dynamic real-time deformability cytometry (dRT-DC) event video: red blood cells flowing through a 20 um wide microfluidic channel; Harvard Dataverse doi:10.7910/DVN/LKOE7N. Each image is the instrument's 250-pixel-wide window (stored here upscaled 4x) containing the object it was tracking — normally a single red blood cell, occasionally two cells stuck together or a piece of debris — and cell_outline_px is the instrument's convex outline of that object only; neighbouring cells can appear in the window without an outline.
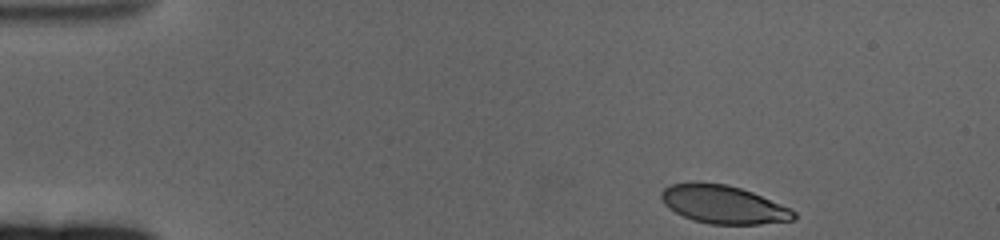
{"species": "human", "species_latin": "Homo sapiens", "temperature_condition": "cold", "stored_images_in_passage": 55, "camera_frame_rate_fps": 3000, "um_per_image_px": 0.085, "donor": {"sex": "female"}, "frame": {"image": 1, "passage_image": 1, "time_ms": 0.0, "image_size_px": [1000, 240], "cell_outline_px": [[796, 220], [760, 224], [708, 224], [692, 220], [668, 208], [664, 204], [660, 196], [660, 192], [664, 188], [672, 184], [724, 184], [740, 188], [752, 192], [780, 204], [796, 212]], "centroid_in_image_um": [61.5, 17.41], "position_along_channel_um": 23.5, "area_um2": 28.96}}
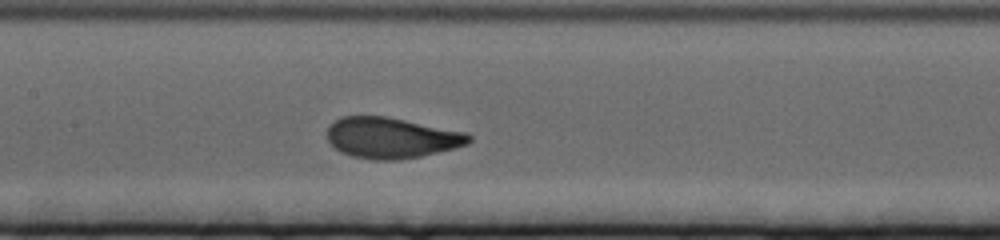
{"frame": {"image": 2, "passage_image": 23, "time_ms": 7.333, "image_size_px": [1000, 240], "cell_outline_px": [[472, 140], [468, 144], [420, 156], [400, 160], [372, 160], [352, 156], [340, 152], [328, 140], [328, 128], [340, 116], [384, 116], [464, 132], [472, 136]], "centroid_in_image_um": [33.24, 11.72], "position_along_channel_um": 174.2, "area_um2": 33.29}}
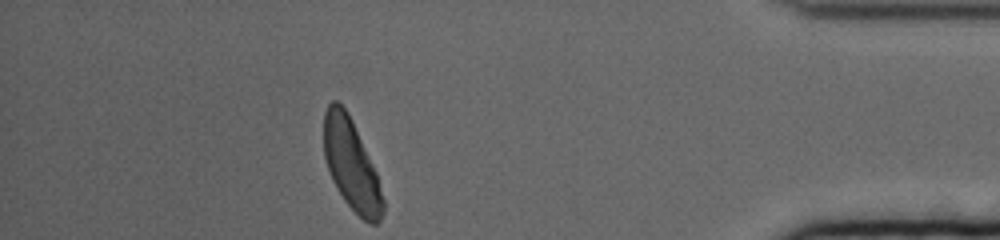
{"frame": {"image": 3, "passage_image": 48, "time_ms": 15.667, "image_size_px": [1000, 240], "cell_outline_px": [[384, 212], [380, 220], [376, 224], [368, 224], [344, 200], [336, 188], [332, 180], [324, 156], [324, 112], [328, 104], [332, 100], [336, 100], [348, 112], [352, 120], [376, 172], [384, 200]], "centroid_in_image_um": [29.86, 14.01], "position_along_channel_um": 405.3, "area_um2": 31.04}, "authors_computed_cell_mechanics": {"area_um2": 32.4258, "velocity_mm_per_s": 3.2771, "shape_relaxation_time_tau1_ms": 3.5047, "shape_relaxation_time_tau2_ms": null, "deformation_change_tau1": 0.1547, "deformation_change_tau2": null}}